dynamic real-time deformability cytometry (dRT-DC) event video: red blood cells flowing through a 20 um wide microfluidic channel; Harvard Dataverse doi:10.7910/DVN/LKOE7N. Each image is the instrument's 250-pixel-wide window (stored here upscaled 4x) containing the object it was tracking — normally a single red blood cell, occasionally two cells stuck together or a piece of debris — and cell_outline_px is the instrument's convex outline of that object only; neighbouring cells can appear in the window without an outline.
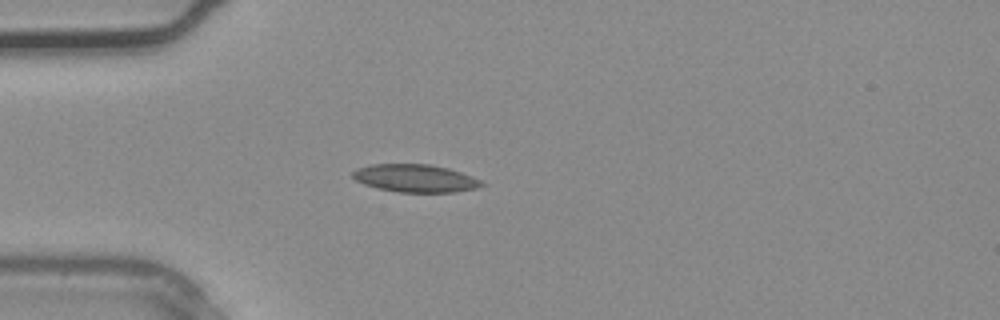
{"species": "common noctule bat (a hibernating species)", "species_latin": "Nyctalus noctula", "temperature_condition": "warm", "stored_images_in_passage": 1, "camera_frame_rate_fps": 3000, "um_per_image_px": 0.085, "animal": {"sex": "male", "body_mass_g": 20.4}, "frame": {"image": 1, "passage_image": 1, "time_ms": 0.0, "image_size_px": [1000, 320], "cell_outline_px": [[484, 184], [476, 188], [456, 192], [400, 192], [380, 188], [364, 184], [356, 180], [352, 176], [352, 172], [356, 168], [372, 164], [432, 164], [448, 168], [472, 176], [480, 180]], "centroid_in_image_um": [35.29, 15.14], "position_along_channel_um": 49.7, "area_um2": 20.75}}